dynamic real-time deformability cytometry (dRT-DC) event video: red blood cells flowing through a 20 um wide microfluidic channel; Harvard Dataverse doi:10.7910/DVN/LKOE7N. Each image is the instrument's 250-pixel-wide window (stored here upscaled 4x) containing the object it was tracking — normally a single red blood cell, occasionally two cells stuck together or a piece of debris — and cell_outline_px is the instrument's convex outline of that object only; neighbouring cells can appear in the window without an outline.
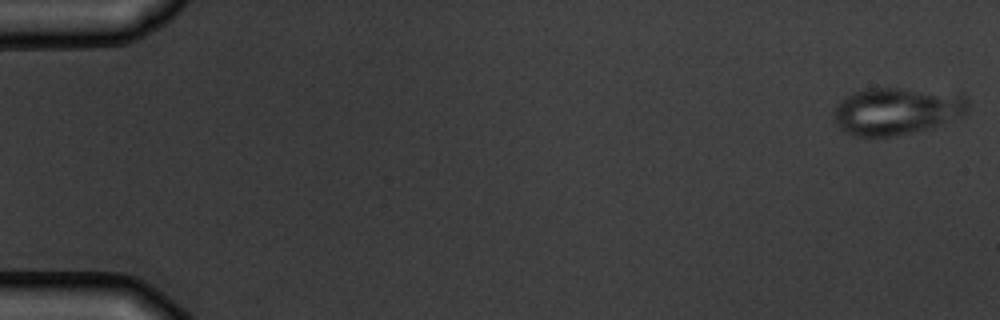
{"species": "common noctule bat (a hibernating species)", "species_latin": "Nyctalus noctula", "temperature_condition": "warm", "stored_images_in_passage": 7, "camera_frame_rate_fps": 3000, "um_per_image_px": 0.085, "animal": {"sex": "male", "body_mass_g": 19.5, "forearm_length_mm": 54.6}, "frame": {"image": 1, "passage_image": 1, "time_ms": 0.0, "image_size_px": [1000, 320], "cell_outline_px": [[968, 112], [960, 116], [940, 124], [912, 132], [896, 136], [852, 136], [840, 128], [836, 124], [832, 116], [832, 112], [836, 104], [840, 100], [852, 92], [864, 88], [900, 88], [964, 92], [968, 96]], "centroid_in_image_um": [76.23, 9.4], "position_along_channel_um": 8.8, "area_um2": 37.69}}